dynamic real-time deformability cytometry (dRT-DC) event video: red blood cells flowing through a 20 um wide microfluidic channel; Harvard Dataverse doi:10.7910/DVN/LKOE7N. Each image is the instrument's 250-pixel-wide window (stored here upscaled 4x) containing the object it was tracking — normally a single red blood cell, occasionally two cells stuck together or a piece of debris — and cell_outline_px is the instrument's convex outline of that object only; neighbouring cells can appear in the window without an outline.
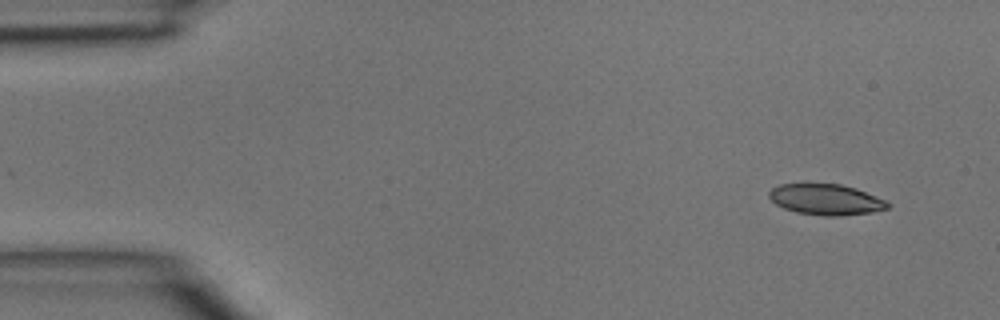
{"species": "common noctule bat (a hibernating species)", "species_latin": "Nyctalus noctula", "temperature_condition": "room temperature", "stored_images_in_passage": 26, "camera_frame_rate_fps": 3000, "um_per_image_px": 0.085, "animal": {"sex": "male", "body_mass_g": 15.6}, "frame": {"image": 1, "passage_image": 1, "time_ms": 0.0, "image_size_px": [1000, 320], "cell_outline_px": [[892, 204], [888, 208], [872, 212], [840, 216], [824, 216], [796, 212], [784, 208], [776, 204], [768, 196], [768, 192], [772, 188], [780, 184], [840, 184], [856, 188], [884, 200]], "centroid_in_image_um": [70.2, 16.96], "position_along_channel_um": 14.8, "area_um2": 21.21}}
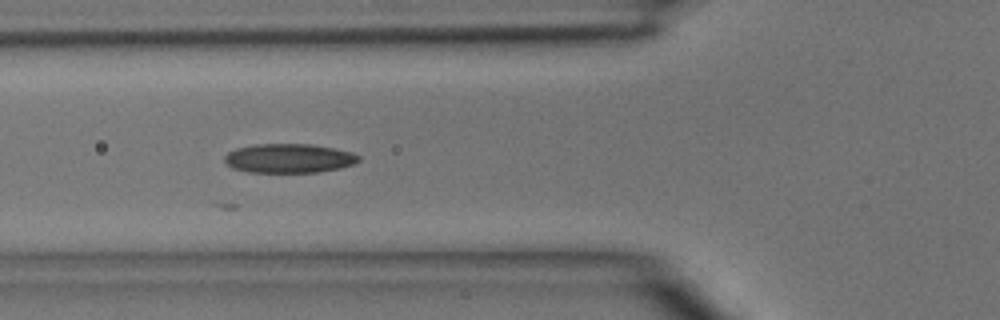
{"frame": {"image": 2, "passage_image": 14, "time_ms": 4.333, "image_size_px": [1000, 320], "cell_outline_px": [[360, 160], [352, 164], [340, 168], [316, 172], [248, 172], [232, 168], [224, 160], [224, 156], [228, 152], [236, 148], [256, 144], [312, 144], [352, 152], [360, 156]], "centroid_in_image_um": [24.54, 13.45], "position_along_channel_um": 101.3, "area_um2": 22.72}}
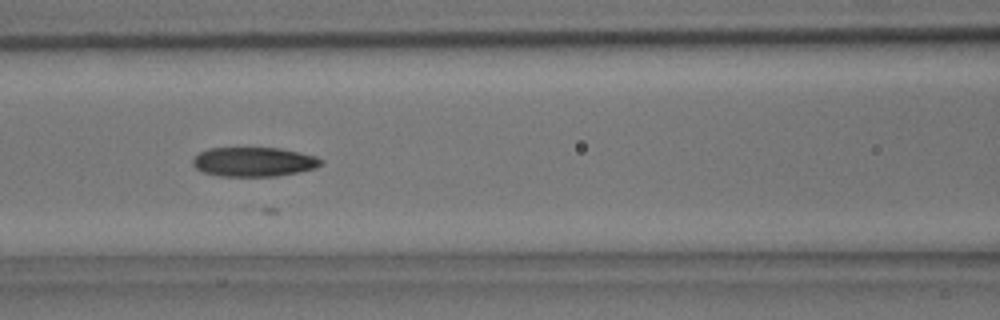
{"frame": {"image": 3, "passage_image": 17, "time_ms": 5.333, "image_size_px": [1000, 320], "cell_outline_px": [[324, 164], [316, 168], [276, 176], [220, 176], [204, 172], [196, 168], [192, 164], [192, 160], [200, 152], [208, 148], [280, 148], [316, 156], [324, 160]], "centroid_in_image_um": [21.6, 13.75], "position_along_channel_um": 145.0, "area_um2": 21.91}}